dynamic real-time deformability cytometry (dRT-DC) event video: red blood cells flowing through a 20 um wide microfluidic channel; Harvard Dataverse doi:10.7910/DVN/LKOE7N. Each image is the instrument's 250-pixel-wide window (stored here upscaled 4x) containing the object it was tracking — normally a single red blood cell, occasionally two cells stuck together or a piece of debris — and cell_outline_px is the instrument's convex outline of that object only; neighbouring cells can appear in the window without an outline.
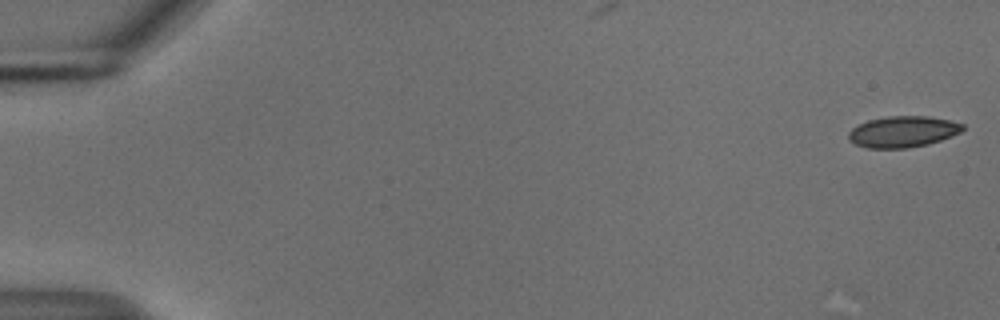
{"species": "common noctule bat (a hibernating species)", "species_latin": "Nyctalus noctula", "temperature_condition": "cold", "stored_images_in_passage": 55, "camera_frame_rate_fps": 3000, "um_per_image_px": 0.085, "animal": {"sex": "male", "body_mass_g": 18.8}, "frame": {"image": 1, "passage_image": 1, "time_ms": 0.0, "image_size_px": [1000, 320], "cell_outline_px": [[964, 128], [960, 132], [940, 140], [928, 144], [908, 148], [868, 148], [856, 144], [848, 140], [848, 132], [852, 128], [868, 120], [888, 116], [928, 116], [948, 120], [964, 124]], "centroid_in_image_um": [76.72, 11.19], "position_along_channel_um": 8.3, "area_um2": 20.63}}
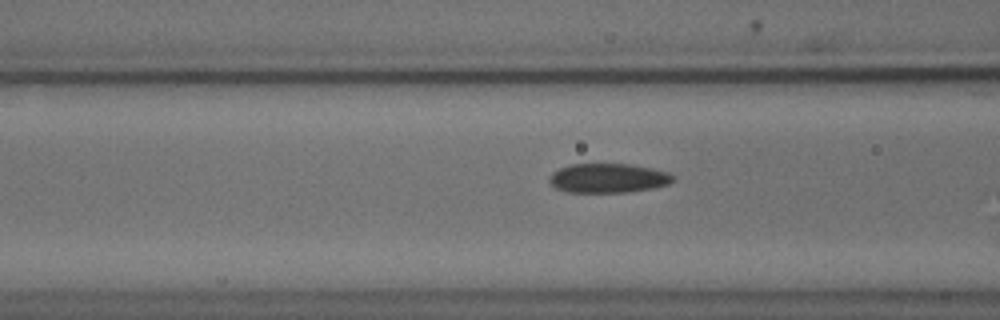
{"frame": {"image": 2, "passage_image": 22, "time_ms": 7.0, "image_size_px": [1000, 320], "cell_outline_px": [[676, 180], [668, 184], [652, 188], [628, 192], [568, 192], [556, 188], [548, 180], [548, 176], [552, 172], [568, 164], [632, 164], [652, 168], [668, 172], [676, 176]], "centroid_in_image_um": [51.71, 15.13], "position_along_channel_um": 114.9, "area_um2": 21.33}}
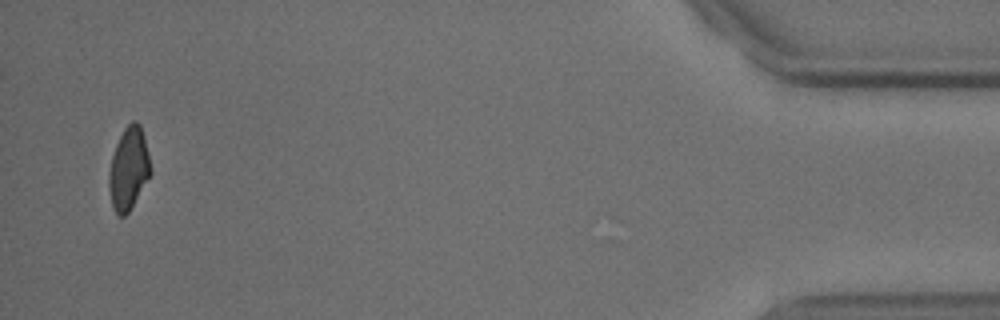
{"frame": {"image": 3, "passage_image": 53, "time_ms": 17.333, "image_size_px": [1000, 320], "cell_outline_px": [[152, 172], [128, 212], [124, 216], [120, 216], [116, 212], [112, 204], [108, 188], [108, 176], [112, 156], [116, 144], [124, 128], [132, 120], [136, 120], [140, 124]], "centroid_in_image_um": [10.91, 14.32], "position_along_channel_um": 424.3, "area_um2": 19.59}}